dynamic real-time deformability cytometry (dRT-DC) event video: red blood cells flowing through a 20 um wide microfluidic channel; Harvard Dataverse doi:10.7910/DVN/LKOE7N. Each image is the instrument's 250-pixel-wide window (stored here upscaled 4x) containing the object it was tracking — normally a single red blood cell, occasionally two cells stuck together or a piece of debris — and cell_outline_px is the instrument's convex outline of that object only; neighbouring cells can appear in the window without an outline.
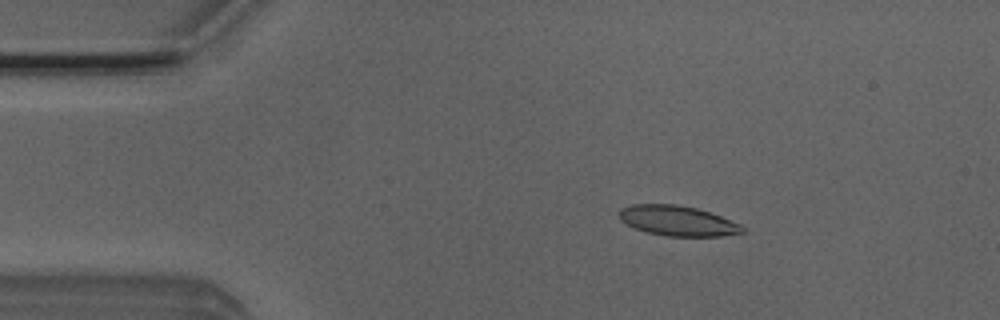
{"species": "Egyptian fruit bat (a non-hibernating species)", "species_latin": "Rousettus aegyptiacus", "temperature_condition": "room temperature", "stored_images_in_passage": 4, "camera_frame_rate_fps": 3000, "um_per_image_px": 0.085, "animal": {"sex": "male"}, "frame": {"image": 1, "passage_image": 3, "time_ms": 0.667, "image_size_px": [1000, 320], "cell_outline_px": [[744, 232], [724, 236], [664, 236], [648, 232], [636, 228], [620, 220], [620, 208], [632, 204], [676, 204], [696, 208], [720, 216], [740, 224], [744, 228]], "centroid_in_image_um": [57.6, 18.76], "position_along_channel_um": 27.4, "area_um2": 21.44}}